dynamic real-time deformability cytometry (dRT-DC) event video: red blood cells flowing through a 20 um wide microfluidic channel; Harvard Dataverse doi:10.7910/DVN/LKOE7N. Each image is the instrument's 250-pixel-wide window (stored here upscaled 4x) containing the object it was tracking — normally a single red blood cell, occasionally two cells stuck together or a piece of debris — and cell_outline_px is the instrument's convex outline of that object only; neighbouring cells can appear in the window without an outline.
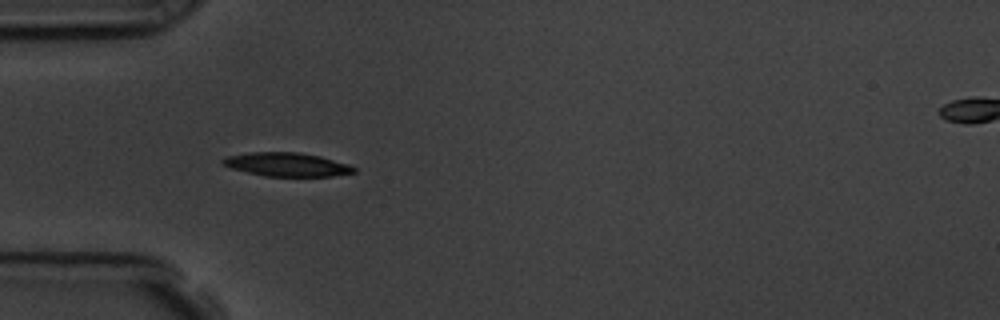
{"species": "common noctule bat (a hibernating species)", "species_latin": "Nyctalus noctula", "temperature_condition": "room temperature", "stored_images_in_passage": 40, "camera_frame_rate_fps": 3000, "um_per_image_px": 0.085, "animal": {"sex": "male", "body_mass_g": 19.5, "forearm_length_mm": 54.6}, "frame": {"image": 1, "passage_image": 1, "time_ms": 0.0, "image_size_px": [1000, 320], "cell_outline_px": [[356, 172], [332, 176], [264, 176], [232, 168], [224, 164], [220, 160], [224, 156], [248, 152], [300, 152], [320, 156], [348, 164], [356, 168]], "centroid_in_image_um": [24.37, 13.97], "position_along_channel_um": 60.6, "area_um2": 18.09}}
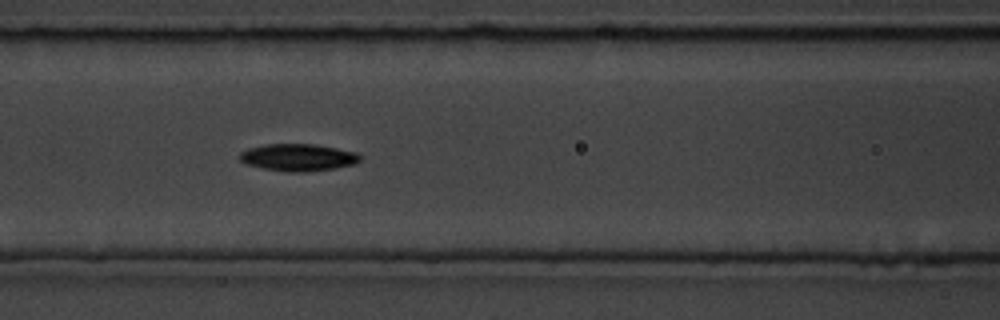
{"frame": {"image": 2, "passage_image": 8, "time_ms": 2.333, "image_size_px": [1000, 320], "cell_outline_px": [[360, 160], [356, 164], [336, 168], [304, 172], [288, 172], [264, 168], [248, 164], [240, 160], [240, 152], [248, 148], [264, 144], [312, 144], [336, 148], [356, 152], [360, 156]], "centroid_in_image_um": [25.35, 13.38], "position_along_channel_um": 141.2, "area_um2": 18.96}}
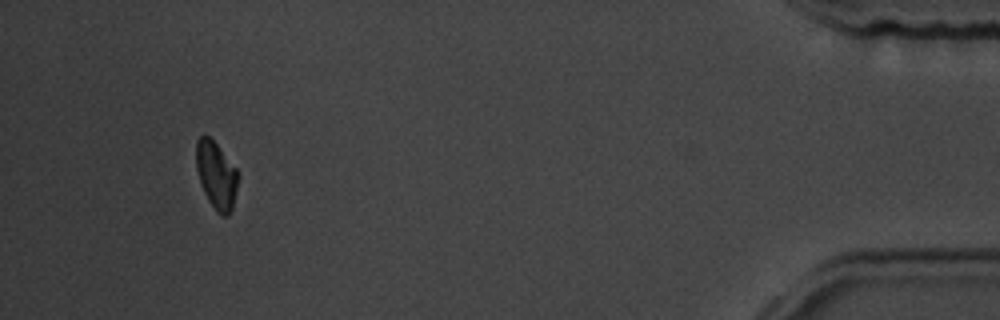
{"frame": {"image": 3, "passage_image": 37, "time_ms": 12.0, "image_size_px": [1000, 320], "cell_outline_px": [[240, 176], [232, 208], [228, 216], [220, 216], [216, 212], [208, 200], [200, 184], [196, 168], [196, 140], [200, 136], [208, 136], [216, 144], [236, 168]], "centroid_in_image_um": [18.39, 14.92], "position_along_channel_um": 416.8, "area_um2": 16.53}, "authors_computed_cell_mechanics": {"area_um2": 17.8602, "velocity_mm_per_s": 3.5794, "shape_relaxation_time_tau1_ms": 3.1575, "shape_relaxation_time_tau2_ms": null, "deformation_change_tau1": 0.1443, "deformation_change_tau2": null}}